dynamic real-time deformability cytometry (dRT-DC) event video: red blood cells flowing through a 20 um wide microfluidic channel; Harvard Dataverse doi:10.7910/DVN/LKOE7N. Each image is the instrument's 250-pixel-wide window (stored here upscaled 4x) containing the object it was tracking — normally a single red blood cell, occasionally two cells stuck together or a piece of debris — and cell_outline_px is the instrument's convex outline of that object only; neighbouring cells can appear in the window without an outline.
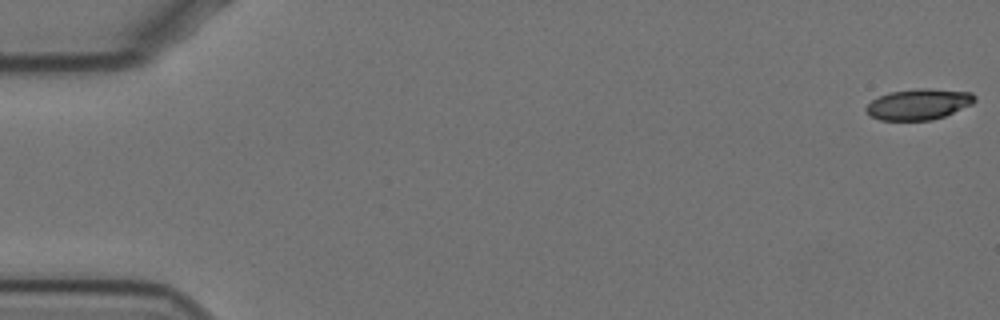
{"species": "Egyptian fruit bat (a non-hibernating species)", "species_latin": "Rousettus aegyptiacus", "temperature_condition": "cold", "stored_images_in_passage": 29, "camera_frame_rate_fps": 3000, "um_per_image_px": 0.085, "animal": {"sex": "female"}, "frame": {"image": 1, "passage_image": 1, "time_ms": 0.0, "image_size_px": [1000, 320], "cell_outline_px": [[976, 100], [972, 104], [944, 116], [932, 120], [880, 120], [872, 116], [864, 108], [872, 100], [888, 92], [916, 88], [928, 88], [972, 92], [976, 96]], "centroid_in_image_um": [78.1, 8.85], "position_along_channel_um": 6.9, "area_um2": 19.54}}
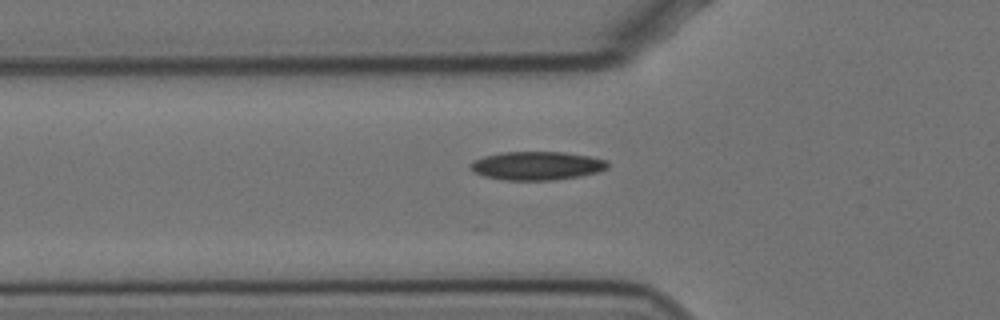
{"frame": {"image": 2, "passage_image": 20, "time_ms": 6.333, "image_size_px": [1000, 320], "cell_outline_px": [[608, 168], [600, 172], [580, 176], [552, 180], [504, 180], [484, 176], [468, 168], [468, 164], [472, 160], [484, 156], [504, 152], [564, 152], [588, 156], [608, 160]], "centroid_in_image_um": [45.63, 14.09], "position_along_channel_um": 80.2, "area_um2": 22.95}}
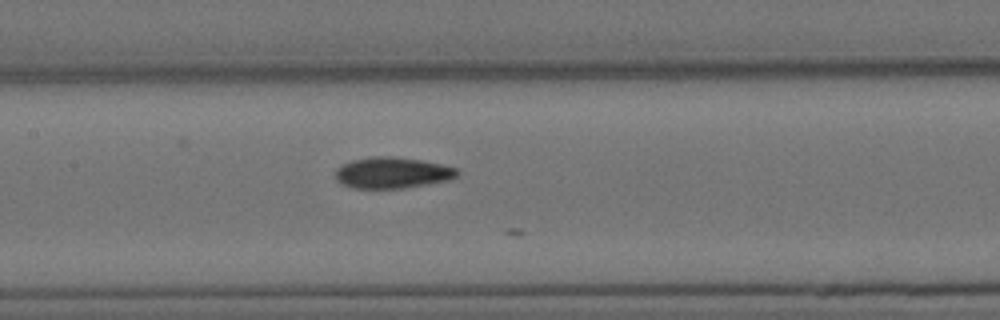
{"frame": {"image": 3, "passage_image": 28, "time_ms": 9.0, "image_size_px": [1000, 320], "cell_outline_px": [[460, 172], [456, 176], [448, 180], [428, 184], [404, 188], [356, 188], [340, 184], [336, 180], [336, 168], [340, 164], [352, 160], [372, 156], [392, 156], [420, 160], [440, 164], [456, 168]], "centroid_in_image_um": [33.3, 14.68], "position_along_channel_um": 174.1, "area_um2": 22.14}}